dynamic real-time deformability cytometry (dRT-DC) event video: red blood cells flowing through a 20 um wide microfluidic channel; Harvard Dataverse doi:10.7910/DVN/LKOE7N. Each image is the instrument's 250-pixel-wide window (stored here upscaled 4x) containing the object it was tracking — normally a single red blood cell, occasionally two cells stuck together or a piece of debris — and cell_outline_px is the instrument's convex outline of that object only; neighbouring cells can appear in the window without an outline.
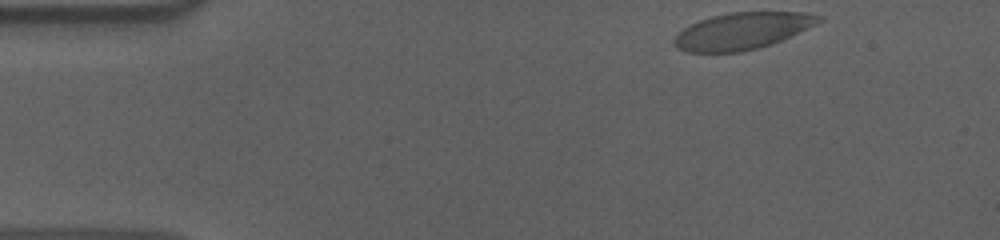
{"species": "human", "species_latin": "Homo sapiens", "temperature_condition": "cold", "stored_images_in_passage": 50, "camera_frame_rate_fps": 3000, "um_per_image_px": 0.085, "donor": {"sex": "male"}, "frame": {"image": 1, "passage_image": 1, "time_ms": 0.0, "image_size_px": [1000, 240], "cell_outline_px": [[824, 20], [808, 28], [772, 44], [740, 52], [684, 52], [676, 48], [672, 44], [672, 40], [684, 28], [700, 20], [712, 16], [728, 12], [804, 12], [824, 16]], "centroid_in_image_um": [63.09, 2.63], "position_along_channel_um": 21.9, "area_um2": 30.98}}
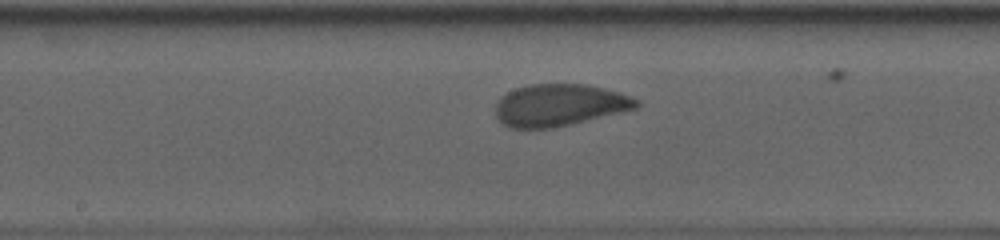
{"frame": {"image": 2, "passage_image": 23, "time_ms": 7.333, "image_size_px": [1000, 240], "cell_outline_px": [[640, 104], [636, 108], [620, 112], [552, 128], [508, 128], [496, 116], [496, 100], [500, 96], [516, 88], [528, 84], [588, 84], [620, 92], [632, 96], [640, 100]], "centroid_in_image_um": [47.54, 8.92], "position_along_channel_um": 200.7, "area_um2": 34.51}}
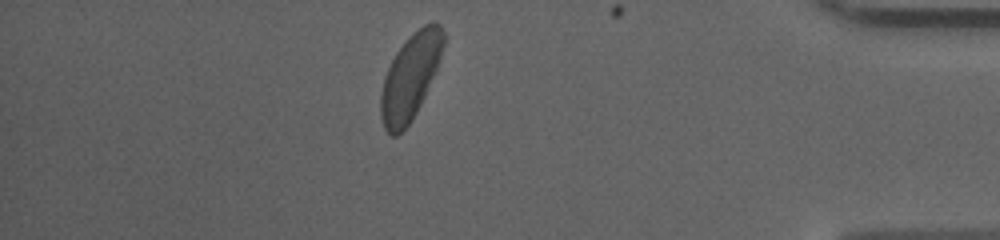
{"frame": {"image": 3, "passage_image": 43, "time_ms": 14.0, "image_size_px": [1000, 240], "cell_outline_px": [[444, 44], [436, 68], [424, 96], [412, 120], [396, 136], [392, 136], [384, 128], [380, 116], [380, 92], [384, 76], [396, 52], [424, 24], [432, 20], [440, 24], [444, 32]], "centroid_in_image_um": [34.85, 6.55], "position_along_channel_um": 400.3, "area_um2": 30.58}, "authors_computed_cell_mechanics": {"area_um2": 33.9864, "velocity_mm_per_s": 3.5866, "shape_relaxation_time_tau1_ms": 3.6824, "shape_relaxation_time_tau2_ms": null, "deformation_change_tau1": 0.1312, "deformation_change_tau2": null}}